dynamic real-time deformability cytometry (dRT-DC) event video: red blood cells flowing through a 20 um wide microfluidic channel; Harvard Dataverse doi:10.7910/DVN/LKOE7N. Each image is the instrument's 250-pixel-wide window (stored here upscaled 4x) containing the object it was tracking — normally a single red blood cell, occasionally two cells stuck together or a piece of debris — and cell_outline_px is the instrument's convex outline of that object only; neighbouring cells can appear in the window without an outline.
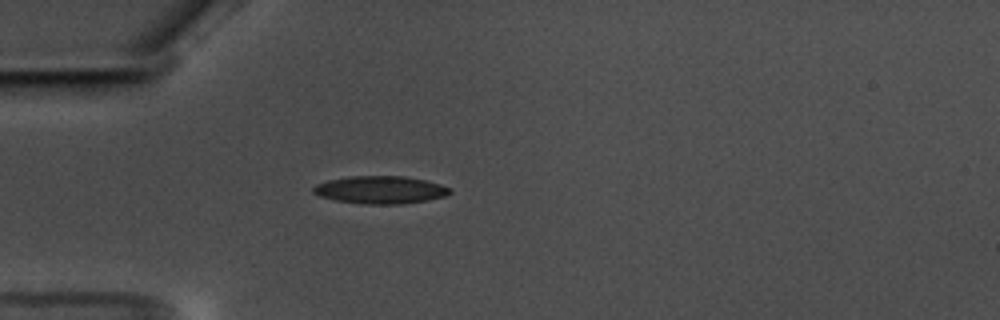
{"species": "common noctule bat (a hibernating species)", "species_latin": "Nyctalus noctula", "temperature_condition": "warm", "stored_images_in_passage": 42, "camera_frame_rate_fps": 3000, "um_per_image_px": 0.085, "animal": {"sex": "male", "body_mass_g": 17.5, "forearm_length_mm": 52.3}, "frame": {"image": 1, "passage_image": 1, "time_ms": 0.0, "image_size_px": [1000, 320], "cell_outline_px": [[452, 192], [444, 196], [428, 200], [400, 204], [364, 204], [336, 200], [320, 196], [312, 192], [312, 188], [316, 184], [328, 180], [348, 176], [404, 176], [424, 180], [440, 184], [452, 188]], "centroid_in_image_um": [32.33, 16.13], "position_along_channel_um": 52.7, "area_um2": 22.02}}
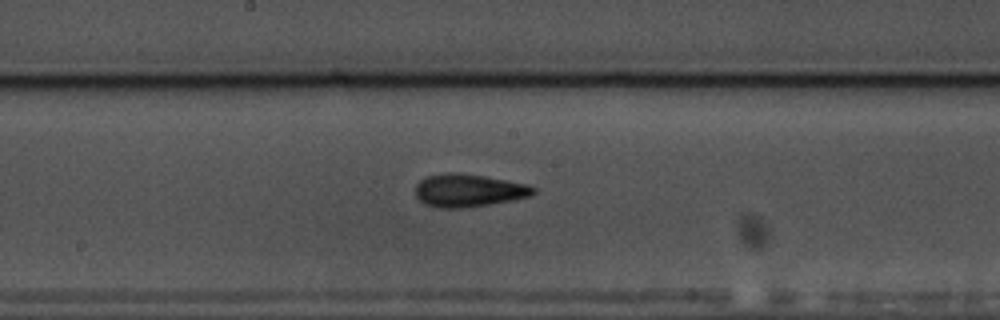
{"frame": {"image": 2, "passage_image": 15, "time_ms": 4.667, "image_size_px": [1000, 320], "cell_outline_px": [[536, 192], [528, 196], [512, 200], [488, 204], [460, 208], [440, 208], [424, 204], [416, 196], [416, 184], [420, 180], [428, 176], [448, 172], [456, 172], [484, 176], [528, 184], [536, 188]], "centroid_in_image_um": [39.81, 16.18], "position_along_channel_um": 208.4, "area_um2": 22.43}}
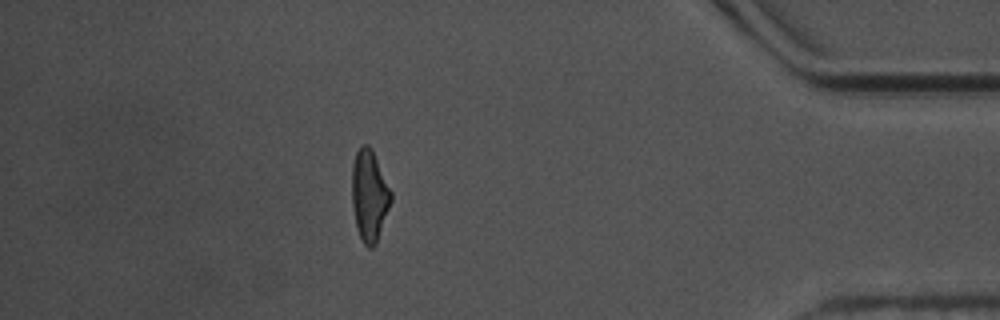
{"frame": {"image": 3, "passage_image": 35, "time_ms": 11.333, "image_size_px": [1000, 320], "cell_outline_px": [[392, 200], [376, 244], [372, 248], [368, 248], [364, 244], [356, 228], [352, 204], [352, 164], [356, 152], [360, 144], [368, 144], [372, 148], [392, 192]], "centroid_in_image_um": [31.39, 16.59], "position_along_channel_um": 403.8, "area_um2": 20.98}, "authors_computed_cell_mechanics": {"area_um2": 21.097, "velocity_mm_per_s": 3.5624, "shape_relaxation_time_tau1_ms": 7.3782, "shape_relaxation_time_tau2_ms": 2.2868, "deformation_change_tau1": 0.1914, "deformation_change_tau2": 0.1067}}